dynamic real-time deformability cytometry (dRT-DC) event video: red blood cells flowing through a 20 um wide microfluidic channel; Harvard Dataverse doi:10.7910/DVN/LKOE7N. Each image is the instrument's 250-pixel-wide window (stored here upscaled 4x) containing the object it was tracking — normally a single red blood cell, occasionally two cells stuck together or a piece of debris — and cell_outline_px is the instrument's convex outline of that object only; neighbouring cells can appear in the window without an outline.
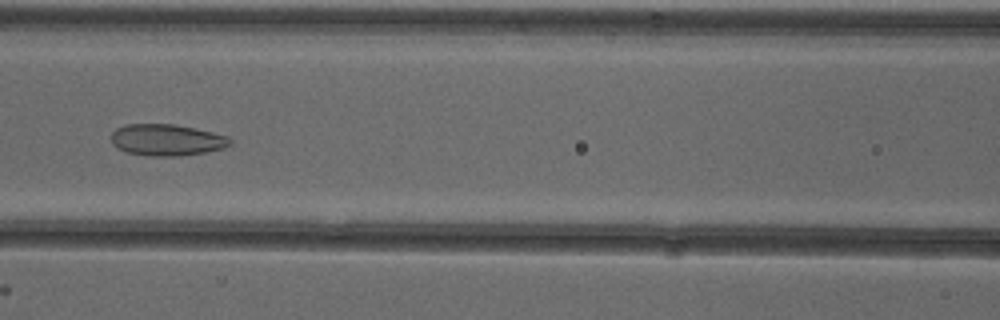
{"species": "common noctule bat (a hibernating species)", "species_latin": "Nyctalus noctula", "temperature_condition": "cold", "stored_images_in_passage": 38, "camera_frame_rate_fps": 3000, "um_per_image_px": 0.085, "animal": {"sex": "female"}, "frame": {"image": 1, "passage_image": 11, "time_ms": 3.333, "image_size_px": [1000, 320], "cell_outline_px": [[232, 144], [224, 148], [204, 152], [180, 156], [148, 156], [128, 152], [112, 144], [112, 132], [116, 128], [124, 124], [176, 124], [196, 128], [228, 136], [232, 140]], "centroid_in_image_um": [14.2, 11.88], "position_along_channel_um": 152.4, "area_um2": 21.91}}
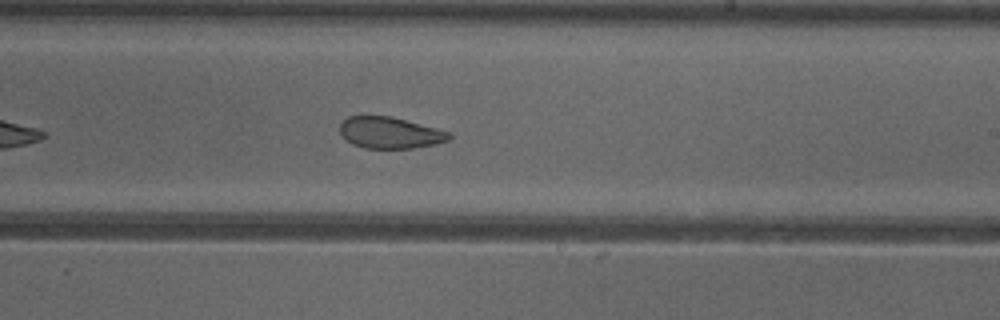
{"frame": {"image": 2, "passage_image": 19, "time_ms": 6.0, "image_size_px": [1000, 320], "cell_outline_px": [[452, 136], [448, 140], [436, 144], [412, 148], [364, 148], [352, 144], [340, 132], [340, 124], [348, 116], [388, 116], [452, 132]], "centroid_in_image_um": [33.16, 11.29], "position_along_channel_um": 255.8, "area_um2": 19.77}}
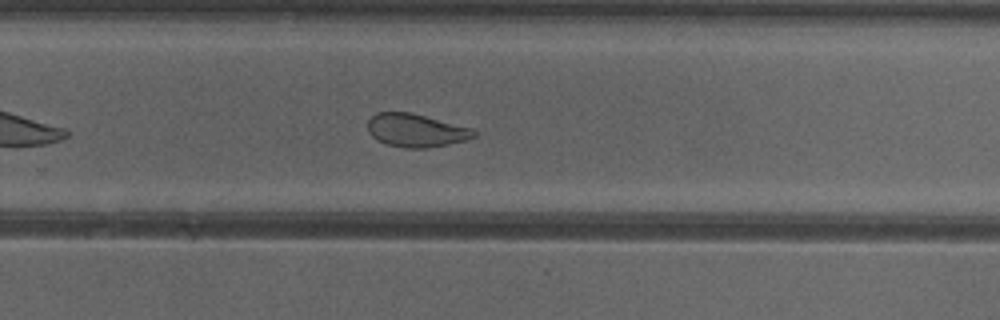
{"frame": {"image": 3, "passage_image": 22, "time_ms": 7.0, "image_size_px": [1000, 320], "cell_outline_px": [[476, 136], [464, 140], [448, 144], [428, 148], [404, 148], [388, 144], [376, 140], [368, 132], [368, 120], [376, 112], [412, 112], [472, 128], [476, 132]], "centroid_in_image_um": [35.34, 11.07], "position_along_channel_um": 294.5, "area_um2": 20.58}, "authors_computed_cell_mechanics": {"area_um2": 22.4553, "velocity_mm_per_s": 3.9019, "shape_relaxation_time_tau1_ms": null, "shape_relaxation_time_tau2_ms": 1.6597, "deformation_change_tau1": null, "deformation_change_tau2": 0.0807}}